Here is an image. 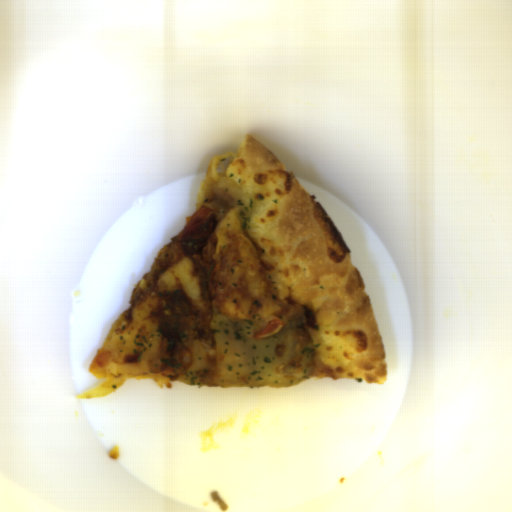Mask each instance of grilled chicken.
<instances>
[{
    "label": "grilled chicken",
    "instance_id": "obj_1",
    "mask_svg": "<svg viewBox=\"0 0 512 512\" xmlns=\"http://www.w3.org/2000/svg\"><path fill=\"white\" fill-rule=\"evenodd\" d=\"M216 246L217 236L213 231L198 254L191 255L202 288L201 298L206 309L204 315L195 311L179 291L169 299L165 315L158 323L161 344L156 364L168 379L178 378V368L195 341L212 347L216 345L215 330L211 325L215 318L212 296Z\"/></svg>",
    "mask_w": 512,
    "mask_h": 512
}]
</instances>
